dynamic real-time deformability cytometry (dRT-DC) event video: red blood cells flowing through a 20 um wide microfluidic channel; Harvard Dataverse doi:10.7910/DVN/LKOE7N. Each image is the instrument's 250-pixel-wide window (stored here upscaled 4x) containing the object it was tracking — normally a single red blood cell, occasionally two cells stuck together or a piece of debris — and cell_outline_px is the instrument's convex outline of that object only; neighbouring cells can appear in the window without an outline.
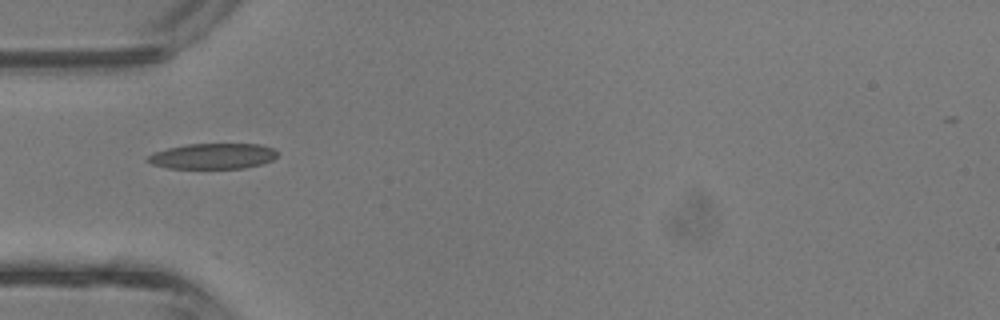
{"species": "common noctule bat (a hibernating species)", "species_latin": "Nyctalus noctula", "temperature_condition": "room temperature", "stored_images_in_passage": 4, "camera_frame_rate_fps": 3000, "um_per_image_px": 0.085, "animal": {"sex": "male", "body_mass_g": 13.3}, "frame": {"image": 1, "passage_image": 4, "time_ms": 1.0, "image_size_px": [1000, 320], "cell_outline_px": [[276, 156], [272, 160], [260, 164], [244, 168], [168, 168], [152, 164], [144, 160], [148, 156], [156, 152], [168, 148], [184, 144], [260, 144], [272, 148], [276, 152]], "centroid_in_image_um": [18.06, 13.27], "position_along_channel_um": 66.9, "area_um2": 19.19}}